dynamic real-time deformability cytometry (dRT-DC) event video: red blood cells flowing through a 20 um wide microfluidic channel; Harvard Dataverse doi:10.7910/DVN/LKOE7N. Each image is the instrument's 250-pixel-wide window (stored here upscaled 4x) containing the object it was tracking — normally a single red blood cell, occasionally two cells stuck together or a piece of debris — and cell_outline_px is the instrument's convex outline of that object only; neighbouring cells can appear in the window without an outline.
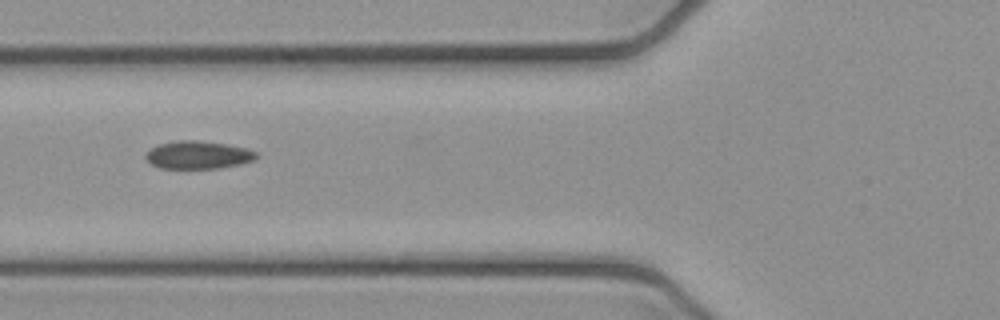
{"species": "common noctule bat (a hibernating species)", "species_latin": "Nyctalus noctula", "temperature_condition": "cold", "stored_images_in_passage": 8, "camera_frame_rate_fps": 3000, "um_per_image_px": 0.085, "animal": {"sex": "female", "body_mass_g": 21.9}, "frame": {"image": 1, "passage_image": 5, "time_ms": 1.333, "image_size_px": [1000, 320], "cell_outline_px": [[256, 156], [252, 160], [240, 164], [220, 168], [160, 168], [152, 164], [144, 156], [152, 148], [160, 144], [176, 140], [196, 140], [228, 144], [248, 148], [256, 152]], "centroid_in_image_um": [16.85, 13.16], "position_along_channel_um": 109.0, "area_um2": 17.8}}
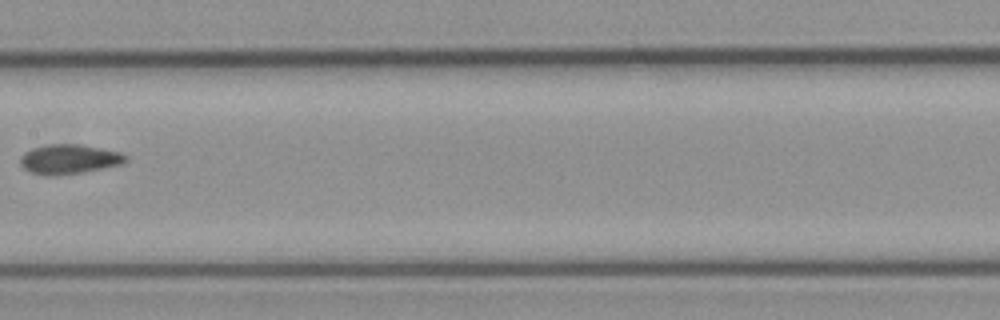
{"frame": {"image": 2, "passage_image": 7, "time_ms": 2.0, "image_size_px": [1000, 320], "cell_outline_px": [[128, 160], [124, 164], [84, 172], [56, 176], [44, 176], [32, 172], [24, 168], [20, 164], [20, 156], [24, 152], [32, 148], [48, 144], [80, 144], [120, 152], [128, 156]], "centroid_in_image_um": [5.89, 13.54], "position_along_channel_um": 201.5, "area_um2": 18.44}}
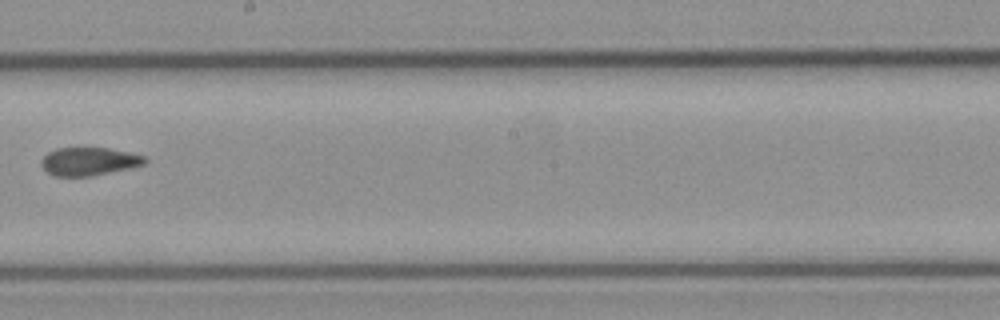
{"frame": {"image": 3, "passage_image": 8, "time_ms": 2.333, "image_size_px": [1000, 320], "cell_outline_px": [[148, 160], [144, 164], [128, 168], [92, 176], [52, 176], [40, 164], [40, 160], [48, 152], [56, 148], [108, 148], [128, 152], [144, 156]], "centroid_in_image_um": [7.53, 13.72], "position_along_channel_um": 240.7, "area_um2": 16.88}}